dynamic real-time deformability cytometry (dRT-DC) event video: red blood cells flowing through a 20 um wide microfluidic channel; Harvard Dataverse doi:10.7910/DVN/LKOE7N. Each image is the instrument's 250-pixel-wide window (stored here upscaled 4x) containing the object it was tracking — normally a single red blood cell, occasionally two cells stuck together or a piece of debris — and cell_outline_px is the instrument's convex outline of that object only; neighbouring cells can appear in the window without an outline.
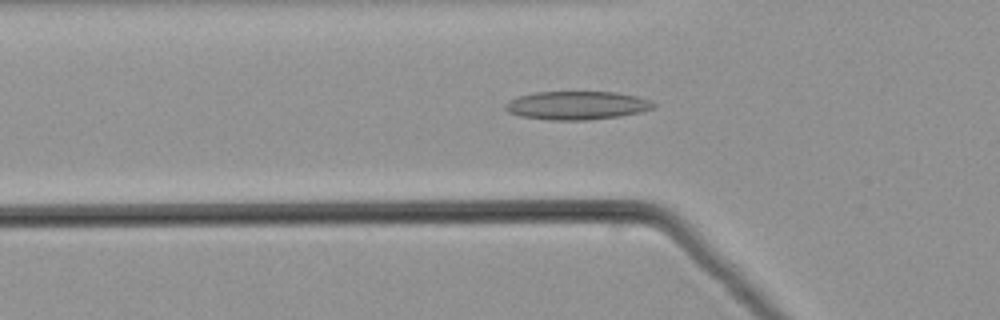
{"species": "common noctule bat (a hibernating species)", "species_latin": "Nyctalus noctula", "temperature_condition": "warm", "stored_images_in_passage": 50, "camera_frame_rate_fps": 3000, "um_per_image_px": 0.085, "animal": {"sex": "male", "body_mass_g": 21.5, "forearm_length_mm": 52.0}, "frame": {"image": 1, "passage_image": 17, "time_ms": 5.333, "image_size_px": [1000, 320], "cell_outline_px": [[656, 104], [652, 108], [640, 112], [620, 116], [588, 120], [548, 120], [520, 116], [508, 112], [504, 108], [504, 104], [508, 100], [520, 96], [536, 92], [616, 92], [636, 96], [652, 100]], "centroid_in_image_um": [49.02, 8.96], "position_along_channel_um": 76.8, "area_um2": 24.62}}
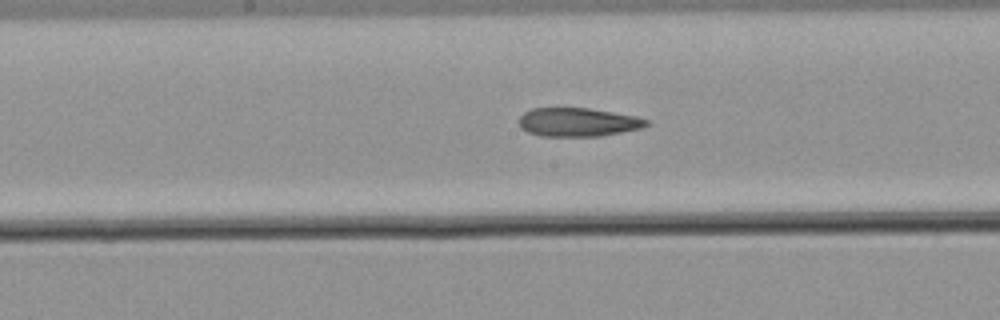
{"frame": {"image": 2, "passage_image": 26, "time_ms": 8.333, "image_size_px": [1000, 320], "cell_outline_px": [[648, 124], [644, 128], [600, 136], [540, 136], [528, 132], [520, 128], [520, 116], [524, 112], [532, 108], [588, 108], [636, 116], [648, 120]], "centroid_in_image_um": [49.13, 10.39], "position_along_channel_um": 199.1, "area_um2": 21.27}}
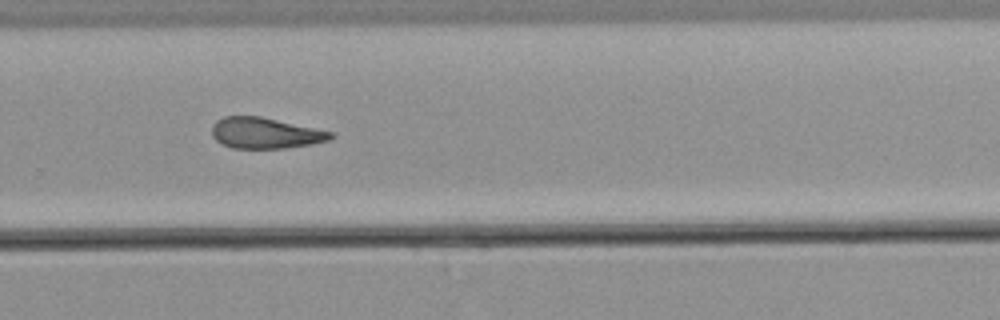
{"frame": {"image": 3, "passage_image": 34, "time_ms": 11.0, "image_size_px": [1000, 320], "cell_outline_px": [[336, 136], [328, 140], [312, 144], [284, 148], [232, 148], [216, 140], [212, 136], [212, 124], [216, 120], [224, 116], [260, 116], [332, 132]], "centroid_in_image_um": [22.52, 11.31], "position_along_channel_um": 307.3, "area_um2": 21.27}}